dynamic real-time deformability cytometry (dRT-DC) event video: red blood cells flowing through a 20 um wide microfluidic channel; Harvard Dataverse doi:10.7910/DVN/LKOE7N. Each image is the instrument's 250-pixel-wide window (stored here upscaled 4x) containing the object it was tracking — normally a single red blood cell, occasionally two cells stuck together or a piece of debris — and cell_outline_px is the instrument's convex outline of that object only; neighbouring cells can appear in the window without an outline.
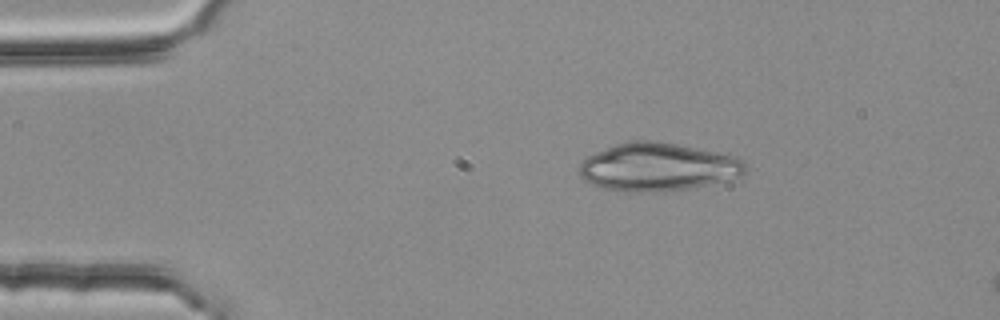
{"species": "common noctule bat (a hibernating species)", "species_latin": "Nyctalus noctula", "temperature_condition": "room temperature", "stored_images_in_passage": 45, "camera_frame_rate_fps": 3000, "um_per_image_px": 0.085, "animal": {"sex": "female", "body_mass_g": 25.1}, "frame": {"image": 1, "passage_image": 1, "time_ms": 0.0, "image_size_px": [1000, 320], "cell_outline_px": [[748, 168], [744, 172], [736, 176], [724, 180], [692, 188], [664, 192], [632, 192], [600, 188], [584, 180], [580, 176], [580, 160], [596, 152], [616, 144], [628, 140], [656, 140], [736, 156], [744, 160], [748, 164]], "centroid_in_image_um": [55.89, 14.19], "position_along_channel_um": 29.1, "area_um2": 46.7}}
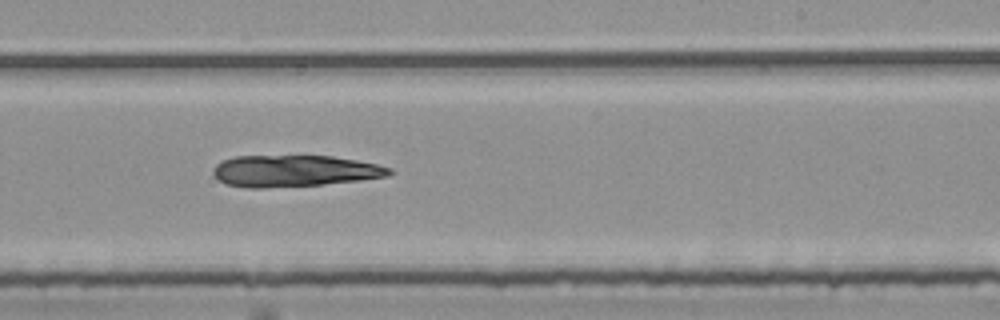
{"frame": {"image": 2, "passage_image": 24, "time_ms": 7.667, "image_size_px": [1000, 320], "cell_outline_px": [[392, 172], [388, 176], [360, 180], [324, 184], [260, 188], [248, 188], [224, 184], [212, 172], [216, 164], [220, 160], [232, 156], [332, 156], [356, 160], [376, 164], [392, 168]], "centroid_in_image_um": [24.99, 14.52], "position_along_channel_um": 264.0, "area_um2": 32.43}}
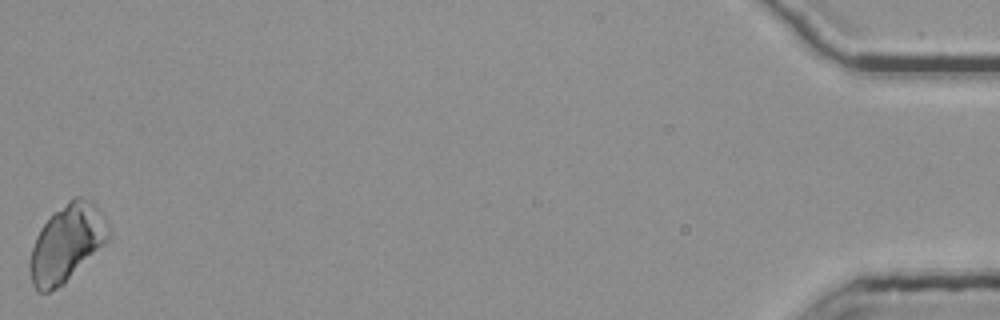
{"frame": {"image": 3, "passage_image": 45, "time_ms": 14.667, "image_size_px": [1000, 320], "cell_outline_px": [[112, 232], [108, 240], [64, 284], [48, 292], [36, 292], [32, 284], [28, 268], [28, 260], [36, 236], [40, 228], [68, 200], [76, 196], [80, 196], [92, 200], [96, 204], [104, 216]], "centroid_in_image_um": [5.67, 20.68], "position_along_channel_um": 429.5, "area_um2": 35.49}}